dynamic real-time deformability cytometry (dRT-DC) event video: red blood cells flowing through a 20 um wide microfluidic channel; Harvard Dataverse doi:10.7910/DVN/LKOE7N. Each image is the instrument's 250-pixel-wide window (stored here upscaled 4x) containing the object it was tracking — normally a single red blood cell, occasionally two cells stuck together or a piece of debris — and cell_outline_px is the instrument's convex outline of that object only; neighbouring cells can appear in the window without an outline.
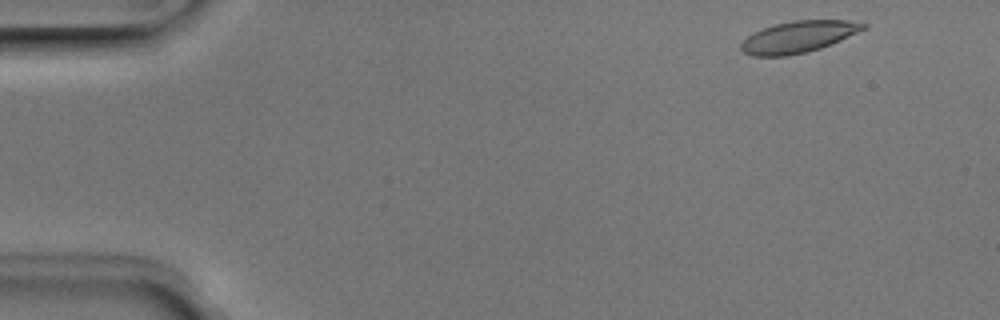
{"species": "Egyptian fruit bat (a non-hibernating species)", "species_latin": "Rousettus aegyptiacus", "temperature_condition": "room temperature", "stored_images_in_passage": 4, "camera_frame_rate_fps": 3000, "um_per_image_px": 0.085, "animal": {"sex": "male"}, "frame": {"image": 1, "passage_image": 1, "time_ms": 0.0, "image_size_px": [1000, 320], "cell_outline_px": [[868, 28], [840, 40], [820, 48], [788, 56], [752, 56], [744, 52], [740, 48], [740, 44], [748, 36], [772, 24], [792, 20], [848, 20], [868, 24]], "centroid_in_image_um": [67.88, 3.12], "position_along_channel_um": 17.1, "area_um2": 22.43}}
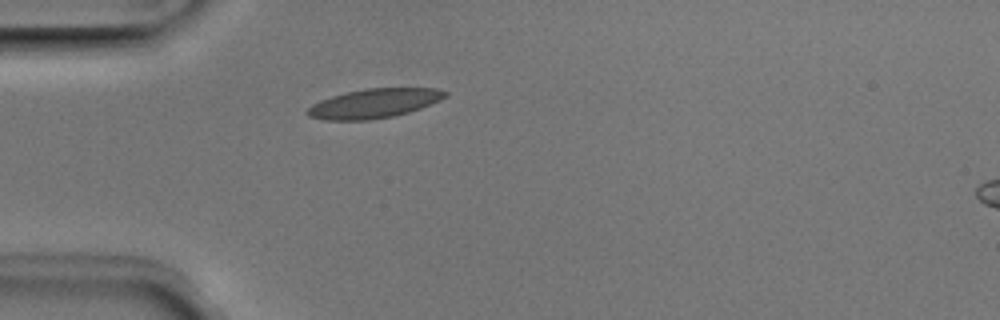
{"frame": {"image": 2, "passage_image": 4, "time_ms": 1.0, "image_size_px": [1000, 320], "cell_outline_px": [[448, 96], [440, 100], [420, 108], [408, 112], [392, 116], [368, 120], [324, 120], [308, 116], [304, 112], [312, 104], [320, 100], [332, 96], [364, 88], [436, 88], [448, 92]], "centroid_in_image_um": [31.78, 8.79], "position_along_channel_um": 53.2, "area_um2": 23.47}}